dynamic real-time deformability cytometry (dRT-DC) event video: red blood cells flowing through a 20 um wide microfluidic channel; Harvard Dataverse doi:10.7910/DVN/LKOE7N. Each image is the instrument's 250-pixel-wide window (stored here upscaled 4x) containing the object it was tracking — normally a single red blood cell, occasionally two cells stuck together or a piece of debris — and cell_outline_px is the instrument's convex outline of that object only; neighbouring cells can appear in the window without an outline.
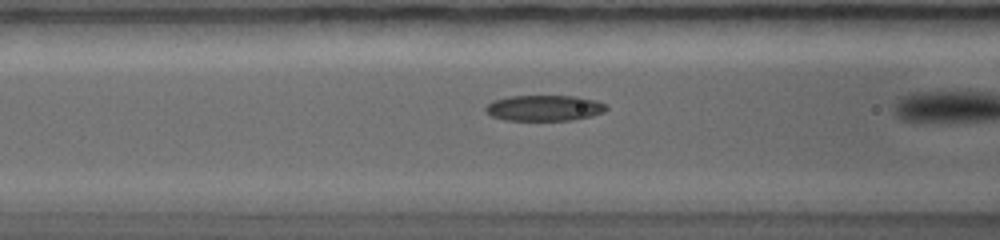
{"species": "common noctule bat (a hibernating species)", "species_latin": "Nyctalus noctula", "temperature_condition": "warm", "stored_images_in_passage": 24, "camera_frame_rate_fps": 5000, "um_per_image_px": 0.085, "animal": {"sex": "female", "body_mass_g": 19.0, "forearm_length_mm": 56.7}, "frame": {"image": 1, "passage_image": 8, "time_ms": 1.8, "image_size_px": [1000, 240], "cell_outline_px": [[608, 108], [604, 112], [592, 116], [572, 120], [504, 120], [492, 116], [484, 108], [492, 100], [512, 96], [576, 96], [596, 100], [608, 104]], "centroid_in_image_um": [46.31, 9.18], "position_along_channel_um": 120.3, "area_um2": 18.21}}
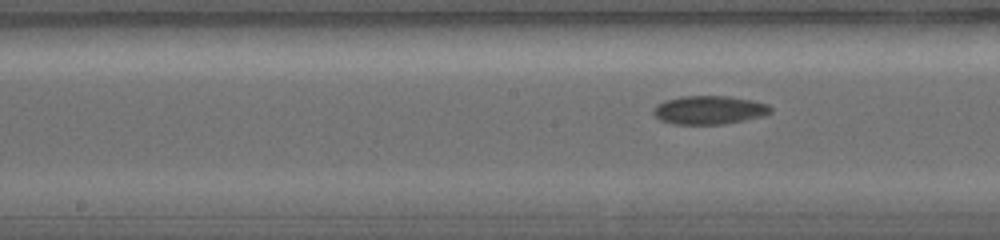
{"frame": {"image": 2, "passage_image": 14, "time_ms": 3.2, "image_size_px": [1000, 240], "cell_outline_px": [[772, 112], [764, 116], [724, 124], [672, 124], [660, 120], [652, 112], [660, 104], [668, 100], [684, 96], [724, 96], [752, 100], [768, 104], [772, 108]], "centroid_in_image_um": [60.34, 9.36], "position_along_channel_um": 187.9, "area_um2": 19.25}}